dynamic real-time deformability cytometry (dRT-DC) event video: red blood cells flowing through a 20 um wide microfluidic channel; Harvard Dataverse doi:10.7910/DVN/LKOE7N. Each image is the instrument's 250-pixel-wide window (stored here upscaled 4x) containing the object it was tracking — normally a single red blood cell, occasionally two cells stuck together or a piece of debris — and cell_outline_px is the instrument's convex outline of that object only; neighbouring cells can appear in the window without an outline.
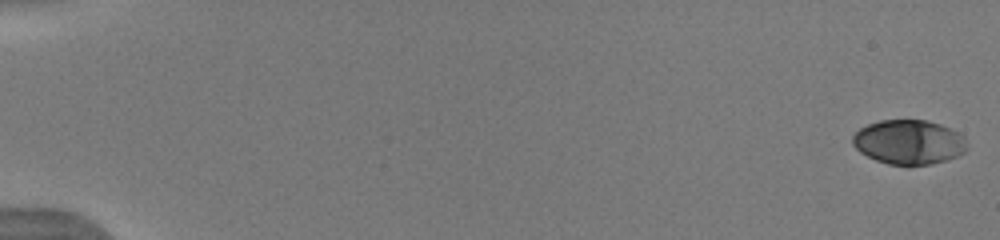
{"species": "human", "species_latin": "Homo sapiens", "temperature_condition": "warm", "stored_images_in_passage": 53, "camera_frame_rate_fps": 3000, "um_per_image_px": 0.085, "donor": {"sex": "male"}, "frame": {"image": 1, "passage_image": 1, "time_ms": 0.0, "image_size_px": [1000, 240], "cell_outline_px": [[968, 148], [964, 152], [956, 156], [932, 164], [888, 164], [876, 160], [860, 152], [852, 144], [852, 136], [860, 128], [868, 124], [880, 120], [928, 120], [940, 124], [964, 136], [968, 144]], "centroid_in_image_um": [77.25, 12.06], "position_along_channel_um": 7.8, "area_um2": 29.48}}
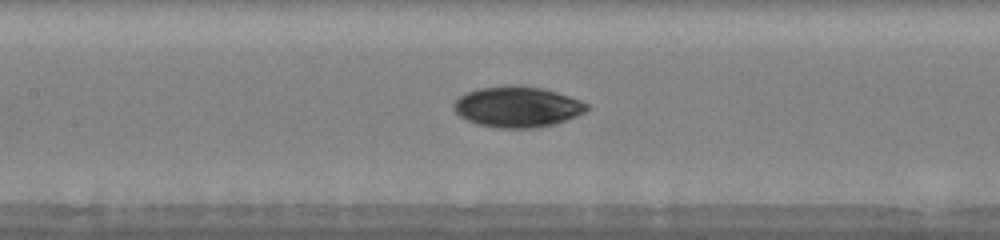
{"frame": {"image": 2, "passage_image": 27, "time_ms": 8.667, "image_size_px": [1000, 240], "cell_outline_px": [[592, 108], [576, 116], [552, 124], [532, 128], [496, 128], [480, 124], [468, 120], [460, 116], [452, 108], [452, 104], [464, 92], [480, 88], [508, 84], [520, 84], [540, 88], [556, 92], [580, 100], [588, 104]], "centroid_in_image_um": [43.95, 9.06], "position_along_channel_um": 163.4, "area_um2": 31.67}}
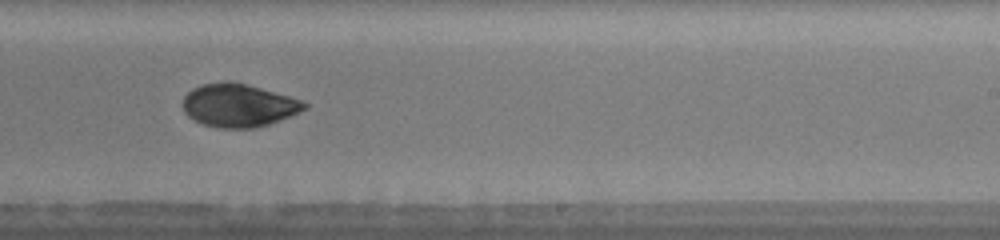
{"frame": {"image": 3, "passage_image": 35, "time_ms": 11.333, "image_size_px": [1000, 240], "cell_outline_px": [[308, 108], [280, 120], [256, 128], [216, 128], [204, 124], [188, 116], [184, 112], [184, 96], [192, 88], [204, 84], [228, 80], [248, 84], [288, 96], [300, 100], [308, 104]], "centroid_in_image_um": [20.28, 8.95], "position_along_channel_um": 268.7, "area_um2": 30.4}, "authors_computed_cell_mechanics": {"area_um2": 30.634, "velocity_mm_per_s": 3.96, "shape_relaxation_time_tau1_ms": 4.7568, "shape_relaxation_time_tau2_ms": 4.8832, "deformation_change_tau1": 0.1324, "deformation_change_tau2": 0.0719}}